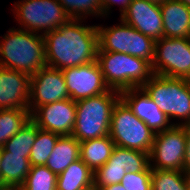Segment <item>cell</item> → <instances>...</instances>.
<instances>
[{
	"mask_svg": "<svg viewBox=\"0 0 190 190\" xmlns=\"http://www.w3.org/2000/svg\"><path fill=\"white\" fill-rule=\"evenodd\" d=\"M82 20L70 18L60 28L43 36L48 67L63 70L96 61L99 47L97 26H84Z\"/></svg>",
	"mask_w": 190,
	"mask_h": 190,
	"instance_id": "1",
	"label": "cell"
},
{
	"mask_svg": "<svg viewBox=\"0 0 190 190\" xmlns=\"http://www.w3.org/2000/svg\"><path fill=\"white\" fill-rule=\"evenodd\" d=\"M3 36L0 39V67L31 76L47 66L43 35L13 27Z\"/></svg>",
	"mask_w": 190,
	"mask_h": 190,
	"instance_id": "2",
	"label": "cell"
},
{
	"mask_svg": "<svg viewBox=\"0 0 190 190\" xmlns=\"http://www.w3.org/2000/svg\"><path fill=\"white\" fill-rule=\"evenodd\" d=\"M96 61L105 83L118 92L142 87L154 75L148 61L129 54L97 51Z\"/></svg>",
	"mask_w": 190,
	"mask_h": 190,
	"instance_id": "3",
	"label": "cell"
},
{
	"mask_svg": "<svg viewBox=\"0 0 190 190\" xmlns=\"http://www.w3.org/2000/svg\"><path fill=\"white\" fill-rule=\"evenodd\" d=\"M120 100V92L105 93L76 102V119L71 136L79 142L109 135L114 106Z\"/></svg>",
	"mask_w": 190,
	"mask_h": 190,
	"instance_id": "4",
	"label": "cell"
},
{
	"mask_svg": "<svg viewBox=\"0 0 190 190\" xmlns=\"http://www.w3.org/2000/svg\"><path fill=\"white\" fill-rule=\"evenodd\" d=\"M142 88L170 120L172 118L181 120L176 125H190V83L188 79L154 74Z\"/></svg>",
	"mask_w": 190,
	"mask_h": 190,
	"instance_id": "5",
	"label": "cell"
},
{
	"mask_svg": "<svg viewBox=\"0 0 190 190\" xmlns=\"http://www.w3.org/2000/svg\"><path fill=\"white\" fill-rule=\"evenodd\" d=\"M120 24L110 27L97 25L98 51L120 52L148 61L155 55V40L144 35L120 19Z\"/></svg>",
	"mask_w": 190,
	"mask_h": 190,
	"instance_id": "6",
	"label": "cell"
},
{
	"mask_svg": "<svg viewBox=\"0 0 190 190\" xmlns=\"http://www.w3.org/2000/svg\"><path fill=\"white\" fill-rule=\"evenodd\" d=\"M109 136L117 147L150 153L155 133L120 99L113 108Z\"/></svg>",
	"mask_w": 190,
	"mask_h": 190,
	"instance_id": "7",
	"label": "cell"
},
{
	"mask_svg": "<svg viewBox=\"0 0 190 190\" xmlns=\"http://www.w3.org/2000/svg\"><path fill=\"white\" fill-rule=\"evenodd\" d=\"M11 11L21 27L19 29L45 35L60 28L70 17L58 0H20Z\"/></svg>",
	"mask_w": 190,
	"mask_h": 190,
	"instance_id": "8",
	"label": "cell"
},
{
	"mask_svg": "<svg viewBox=\"0 0 190 190\" xmlns=\"http://www.w3.org/2000/svg\"><path fill=\"white\" fill-rule=\"evenodd\" d=\"M153 73L159 76L190 78V39L162 37L155 42Z\"/></svg>",
	"mask_w": 190,
	"mask_h": 190,
	"instance_id": "9",
	"label": "cell"
},
{
	"mask_svg": "<svg viewBox=\"0 0 190 190\" xmlns=\"http://www.w3.org/2000/svg\"><path fill=\"white\" fill-rule=\"evenodd\" d=\"M185 148V126L173 125L156 133L149 153L150 168L183 171Z\"/></svg>",
	"mask_w": 190,
	"mask_h": 190,
	"instance_id": "10",
	"label": "cell"
},
{
	"mask_svg": "<svg viewBox=\"0 0 190 190\" xmlns=\"http://www.w3.org/2000/svg\"><path fill=\"white\" fill-rule=\"evenodd\" d=\"M149 166V153L115 146L106 163L94 172V189L120 184L128 173L144 171Z\"/></svg>",
	"mask_w": 190,
	"mask_h": 190,
	"instance_id": "11",
	"label": "cell"
},
{
	"mask_svg": "<svg viewBox=\"0 0 190 190\" xmlns=\"http://www.w3.org/2000/svg\"><path fill=\"white\" fill-rule=\"evenodd\" d=\"M68 98L70 97L62 70L46 66L30 76V113L39 106Z\"/></svg>",
	"mask_w": 190,
	"mask_h": 190,
	"instance_id": "12",
	"label": "cell"
},
{
	"mask_svg": "<svg viewBox=\"0 0 190 190\" xmlns=\"http://www.w3.org/2000/svg\"><path fill=\"white\" fill-rule=\"evenodd\" d=\"M70 99L77 102L110 90L97 61L62 70Z\"/></svg>",
	"mask_w": 190,
	"mask_h": 190,
	"instance_id": "13",
	"label": "cell"
},
{
	"mask_svg": "<svg viewBox=\"0 0 190 190\" xmlns=\"http://www.w3.org/2000/svg\"><path fill=\"white\" fill-rule=\"evenodd\" d=\"M75 119L76 102L70 98L39 106L31 113V120L39 129L60 136H71Z\"/></svg>",
	"mask_w": 190,
	"mask_h": 190,
	"instance_id": "14",
	"label": "cell"
},
{
	"mask_svg": "<svg viewBox=\"0 0 190 190\" xmlns=\"http://www.w3.org/2000/svg\"><path fill=\"white\" fill-rule=\"evenodd\" d=\"M120 99L155 134L176 125L173 122L171 123L169 117L160 111L159 107L142 87L131 88L120 92Z\"/></svg>",
	"mask_w": 190,
	"mask_h": 190,
	"instance_id": "15",
	"label": "cell"
},
{
	"mask_svg": "<svg viewBox=\"0 0 190 190\" xmlns=\"http://www.w3.org/2000/svg\"><path fill=\"white\" fill-rule=\"evenodd\" d=\"M120 19L155 41L164 37L163 20L158 4L147 0H132Z\"/></svg>",
	"mask_w": 190,
	"mask_h": 190,
	"instance_id": "16",
	"label": "cell"
},
{
	"mask_svg": "<svg viewBox=\"0 0 190 190\" xmlns=\"http://www.w3.org/2000/svg\"><path fill=\"white\" fill-rule=\"evenodd\" d=\"M30 76L0 67V109L29 110Z\"/></svg>",
	"mask_w": 190,
	"mask_h": 190,
	"instance_id": "17",
	"label": "cell"
},
{
	"mask_svg": "<svg viewBox=\"0 0 190 190\" xmlns=\"http://www.w3.org/2000/svg\"><path fill=\"white\" fill-rule=\"evenodd\" d=\"M164 37H190V7L178 0H166L160 4Z\"/></svg>",
	"mask_w": 190,
	"mask_h": 190,
	"instance_id": "18",
	"label": "cell"
},
{
	"mask_svg": "<svg viewBox=\"0 0 190 190\" xmlns=\"http://www.w3.org/2000/svg\"><path fill=\"white\" fill-rule=\"evenodd\" d=\"M31 169L29 157L11 154L1 148V190L20 188Z\"/></svg>",
	"mask_w": 190,
	"mask_h": 190,
	"instance_id": "19",
	"label": "cell"
},
{
	"mask_svg": "<svg viewBox=\"0 0 190 190\" xmlns=\"http://www.w3.org/2000/svg\"><path fill=\"white\" fill-rule=\"evenodd\" d=\"M78 159H80V142L73 136H60L45 166L59 175Z\"/></svg>",
	"mask_w": 190,
	"mask_h": 190,
	"instance_id": "20",
	"label": "cell"
},
{
	"mask_svg": "<svg viewBox=\"0 0 190 190\" xmlns=\"http://www.w3.org/2000/svg\"><path fill=\"white\" fill-rule=\"evenodd\" d=\"M114 147L109 135L80 142V159L95 172L110 158Z\"/></svg>",
	"mask_w": 190,
	"mask_h": 190,
	"instance_id": "21",
	"label": "cell"
},
{
	"mask_svg": "<svg viewBox=\"0 0 190 190\" xmlns=\"http://www.w3.org/2000/svg\"><path fill=\"white\" fill-rule=\"evenodd\" d=\"M94 188V172L81 160L72 162L57 175V190Z\"/></svg>",
	"mask_w": 190,
	"mask_h": 190,
	"instance_id": "22",
	"label": "cell"
},
{
	"mask_svg": "<svg viewBox=\"0 0 190 190\" xmlns=\"http://www.w3.org/2000/svg\"><path fill=\"white\" fill-rule=\"evenodd\" d=\"M31 119L29 110L0 109V148Z\"/></svg>",
	"mask_w": 190,
	"mask_h": 190,
	"instance_id": "23",
	"label": "cell"
},
{
	"mask_svg": "<svg viewBox=\"0 0 190 190\" xmlns=\"http://www.w3.org/2000/svg\"><path fill=\"white\" fill-rule=\"evenodd\" d=\"M38 132L37 125L30 119L13 137H11L2 147L4 151L11 154L29 157L31 148L35 142Z\"/></svg>",
	"mask_w": 190,
	"mask_h": 190,
	"instance_id": "24",
	"label": "cell"
},
{
	"mask_svg": "<svg viewBox=\"0 0 190 190\" xmlns=\"http://www.w3.org/2000/svg\"><path fill=\"white\" fill-rule=\"evenodd\" d=\"M59 137V134L38 128L36 139L29 156L31 166L46 165L47 159L50 157Z\"/></svg>",
	"mask_w": 190,
	"mask_h": 190,
	"instance_id": "25",
	"label": "cell"
},
{
	"mask_svg": "<svg viewBox=\"0 0 190 190\" xmlns=\"http://www.w3.org/2000/svg\"><path fill=\"white\" fill-rule=\"evenodd\" d=\"M20 190H57V175L45 165L31 166Z\"/></svg>",
	"mask_w": 190,
	"mask_h": 190,
	"instance_id": "26",
	"label": "cell"
},
{
	"mask_svg": "<svg viewBox=\"0 0 190 190\" xmlns=\"http://www.w3.org/2000/svg\"><path fill=\"white\" fill-rule=\"evenodd\" d=\"M184 175L183 171L152 169V190H187Z\"/></svg>",
	"mask_w": 190,
	"mask_h": 190,
	"instance_id": "27",
	"label": "cell"
},
{
	"mask_svg": "<svg viewBox=\"0 0 190 190\" xmlns=\"http://www.w3.org/2000/svg\"><path fill=\"white\" fill-rule=\"evenodd\" d=\"M70 18L103 17L101 0H58ZM88 15V16H86Z\"/></svg>",
	"mask_w": 190,
	"mask_h": 190,
	"instance_id": "28",
	"label": "cell"
},
{
	"mask_svg": "<svg viewBox=\"0 0 190 190\" xmlns=\"http://www.w3.org/2000/svg\"><path fill=\"white\" fill-rule=\"evenodd\" d=\"M151 174H152V169L150 168V165H149L142 172L126 173L123 176L120 184L126 190H152Z\"/></svg>",
	"mask_w": 190,
	"mask_h": 190,
	"instance_id": "29",
	"label": "cell"
},
{
	"mask_svg": "<svg viewBox=\"0 0 190 190\" xmlns=\"http://www.w3.org/2000/svg\"><path fill=\"white\" fill-rule=\"evenodd\" d=\"M132 0H101L102 3V16H109L108 13H110L109 11L111 10V7H113L112 5L118 4L120 5V16L126 11V9L128 8L130 2Z\"/></svg>",
	"mask_w": 190,
	"mask_h": 190,
	"instance_id": "30",
	"label": "cell"
},
{
	"mask_svg": "<svg viewBox=\"0 0 190 190\" xmlns=\"http://www.w3.org/2000/svg\"><path fill=\"white\" fill-rule=\"evenodd\" d=\"M186 148L183 163V172L190 173V125L185 126Z\"/></svg>",
	"mask_w": 190,
	"mask_h": 190,
	"instance_id": "31",
	"label": "cell"
},
{
	"mask_svg": "<svg viewBox=\"0 0 190 190\" xmlns=\"http://www.w3.org/2000/svg\"><path fill=\"white\" fill-rule=\"evenodd\" d=\"M95 190H126L121 184L106 185Z\"/></svg>",
	"mask_w": 190,
	"mask_h": 190,
	"instance_id": "32",
	"label": "cell"
},
{
	"mask_svg": "<svg viewBox=\"0 0 190 190\" xmlns=\"http://www.w3.org/2000/svg\"><path fill=\"white\" fill-rule=\"evenodd\" d=\"M184 178L186 181L187 190H190V173H185Z\"/></svg>",
	"mask_w": 190,
	"mask_h": 190,
	"instance_id": "33",
	"label": "cell"
},
{
	"mask_svg": "<svg viewBox=\"0 0 190 190\" xmlns=\"http://www.w3.org/2000/svg\"><path fill=\"white\" fill-rule=\"evenodd\" d=\"M147 1L160 5L166 0H147Z\"/></svg>",
	"mask_w": 190,
	"mask_h": 190,
	"instance_id": "34",
	"label": "cell"
},
{
	"mask_svg": "<svg viewBox=\"0 0 190 190\" xmlns=\"http://www.w3.org/2000/svg\"><path fill=\"white\" fill-rule=\"evenodd\" d=\"M190 7V0H178Z\"/></svg>",
	"mask_w": 190,
	"mask_h": 190,
	"instance_id": "35",
	"label": "cell"
},
{
	"mask_svg": "<svg viewBox=\"0 0 190 190\" xmlns=\"http://www.w3.org/2000/svg\"><path fill=\"white\" fill-rule=\"evenodd\" d=\"M0 163H1V148H0ZM0 190H1V175H0Z\"/></svg>",
	"mask_w": 190,
	"mask_h": 190,
	"instance_id": "36",
	"label": "cell"
},
{
	"mask_svg": "<svg viewBox=\"0 0 190 190\" xmlns=\"http://www.w3.org/2000/svg\"><path fill=\"white\" fill-rule=\"evenodd\" d=\"M82 190H95L94 188L82 189Z\"/></svg>",
	"mask_w": 190,
	"mask_h": 190,
	"instance_id": "37",
	"label": "cell"
}]
</instances>
